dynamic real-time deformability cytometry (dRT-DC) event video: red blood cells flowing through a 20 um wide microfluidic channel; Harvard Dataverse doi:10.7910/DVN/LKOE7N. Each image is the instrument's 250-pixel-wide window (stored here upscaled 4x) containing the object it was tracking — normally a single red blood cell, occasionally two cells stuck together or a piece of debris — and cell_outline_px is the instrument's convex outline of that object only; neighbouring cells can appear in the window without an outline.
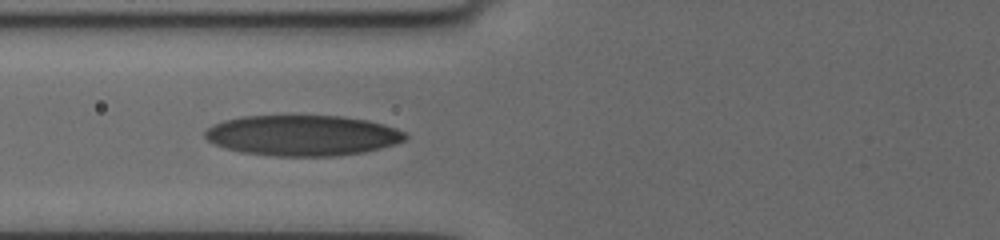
{"species": "human", "species_latin": "Homo sapiens", "temperature_condition": "cold", "stored_images_in_passage": 7, "camera_frame_rate_fps": 3000, "um_per_image_px": 0.085, "donor": {"sex": "female"}, "frame": {"image": 1, "passage_image": 6, "time_ms": 5.0, "image_size_px": [1000, 240], "cell_outline_px": [[408, 136], [404, 140], [380, 148], [364, 152], [332, 156], [276, 156], [244, 152], [224, 148], [208, 140], [204, 136], [204, 132], [208, 128], [224, 120], [244, 116], [340, 116], [368, 120], [396, 128], [404, 132]], "centroid_in_image_um": [25.71, 11.51], "position_along_channel_um": 100.1, "area_um2": 46.99}}
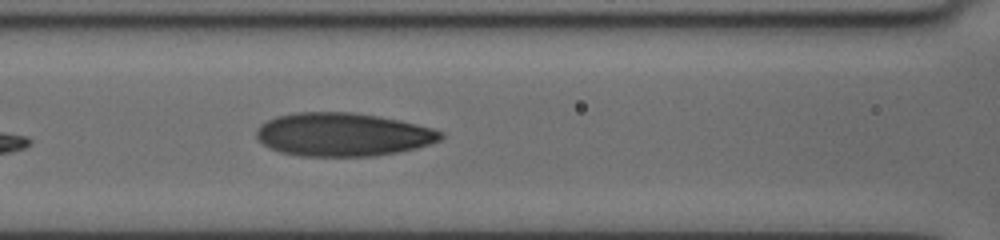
{"frame": {"image": 2, "passage_image": 7, "time_ms": 6.0, "image_size_px": [1000, 240], "cell_outline_px": [[444, 136], [440, 140], [416, 148], [396, 152], [372, 156], [300, 156], [280, 152], [268, 148], [256, 136], [256, 128], [260, 124], [276, 116], [296, 112], [352, 112], [380, 116], [400, 120], [432, 128], [444, 132]], "centroid_in_image_um": [29.12, 11.43], "position_along_channel_um": 137.5, "area_um2": 46.7}}